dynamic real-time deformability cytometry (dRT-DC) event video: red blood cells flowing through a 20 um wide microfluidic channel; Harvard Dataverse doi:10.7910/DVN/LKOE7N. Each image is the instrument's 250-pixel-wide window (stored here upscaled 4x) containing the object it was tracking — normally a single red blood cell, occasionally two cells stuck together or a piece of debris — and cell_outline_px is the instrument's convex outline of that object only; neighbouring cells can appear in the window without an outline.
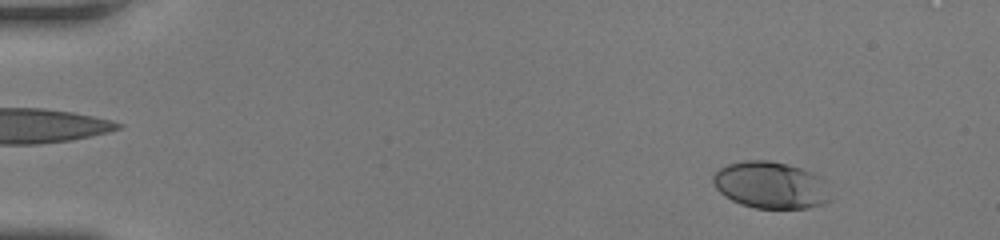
{"species": "human", "species_latin": "Homo sapiens", "temperature_condition": "room temperature", "stored_images_in_passage": 50, "camera_frame_rate_fps": 3000, "um_per_image_px": 0.085, "donor": {"sex": "female"}, "frame": {"image": 1, "passage_image": 6, "time_ms": 1.667, "image_size_px": [1000, 240], "cell_outline_px": [[832, 200], [824, 204], [808, 208], [756, 208], [740, 204], [732, 200], [720, 192], [716, 188], [712, 180], [712, 176], [720, 168], [728, 164], [744, 160], [768, 160], [788, 164], [812, 172], [820, 176], [824, 180]], "centroid_in_image_um": [65.53, 15.73], "position_along_channel_um": 19.5, "area_um2": 32.19}}
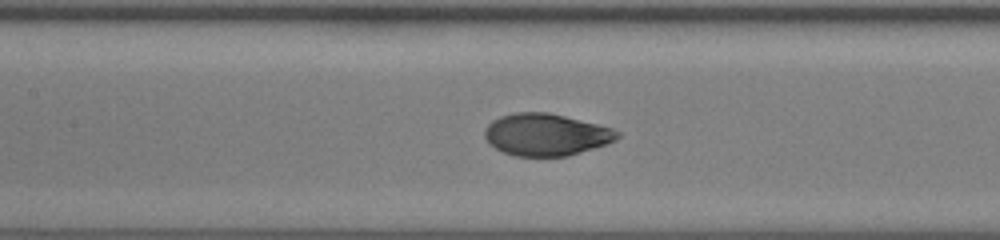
{"frame": {"image": 2, "passage_image": 25, "time_ms": 8.0, "image_size_px": [1000, 240], "cell_outline_px": [[620, 136], [616, 140], [568, 156], [516, 156], [504, 152], [488, 144], [484, 136], [484, 128], [492, 120], [500, 116], [516, 112], [548, 112], [612, 128], [620, 132]], "centroid_in_image_um": [46.37, 11.44], "position_along_channel_um": 161.0, "area_um2": 32.37}}
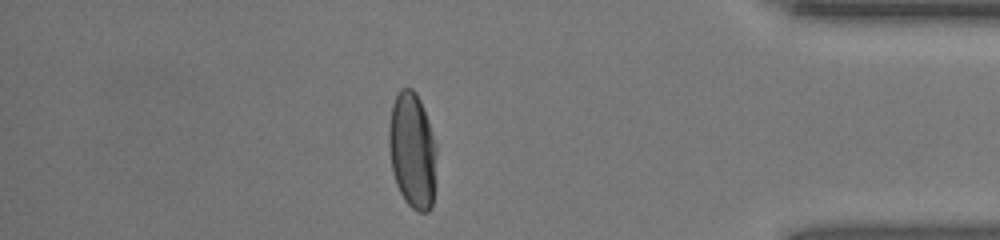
{"frame": {"image": 3, "passage_image": 44, "time_ms": 14.333, "image_size_px": [1000, 240], "cell_outline_px": [[436, 152], [432, 208], [428, 212], [420, 212], [412, 208], [404, 200], [396, 184], [392, 172], [388, 144], [388, 128], [392, 104], [400, 88], [412, 88], [416, 92], [420, 100], [428, 120], [436, 144]], "centroid_in_image_um": [35.03, 12.78], "position_along_channel_um": 400.2, "area_um2": 32.37}, "authors_computed_cell_mechanics": {"area_um2": 32.5703, "velocity_mm_per_s": 4.2425, "shape_relaxation_time_tau1_ms": 3.1118, "shape_relaxation_time_tau2_ms": null, "deformation_change_tau1": 0.1812, "deformation_change_tau2": null}}